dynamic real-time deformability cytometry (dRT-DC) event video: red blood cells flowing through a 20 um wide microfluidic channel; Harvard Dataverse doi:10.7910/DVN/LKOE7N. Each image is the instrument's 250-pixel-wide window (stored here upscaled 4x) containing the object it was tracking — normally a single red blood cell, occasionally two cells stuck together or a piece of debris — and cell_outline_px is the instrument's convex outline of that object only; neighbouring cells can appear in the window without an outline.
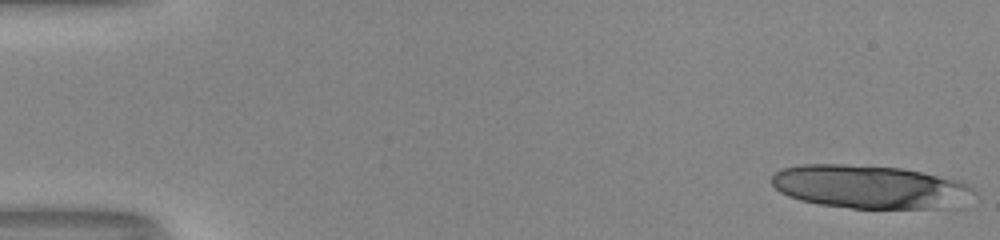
{"species": "human", "species_latin": "Homo sapiens", "temperature_condition": "room temperature", "stored_images_in_passage": 16, "camera_frame_rate_fps": 3000, "um_per_image_px": 0.085, "donor": {"sex": "male"}, "frame": {"image": 1, "passage_image": 1, "time_ms": 0.0, "image_size_px": [1000, 240], "cell_outline_px": [[976, 192], [944, 208], [852, 208], [820, 204], [800, 200], [788, 196], [780, 192], [772, 184], [772, 176], [776, 172], [784, 168], [800, 164], [844, 164], [900, 168], [960, 180], [968, 184]], "centroid_in_image_um": [73.85, 15.87], "position_along_channel_um": 11.1, "area_um2": 50.4}}